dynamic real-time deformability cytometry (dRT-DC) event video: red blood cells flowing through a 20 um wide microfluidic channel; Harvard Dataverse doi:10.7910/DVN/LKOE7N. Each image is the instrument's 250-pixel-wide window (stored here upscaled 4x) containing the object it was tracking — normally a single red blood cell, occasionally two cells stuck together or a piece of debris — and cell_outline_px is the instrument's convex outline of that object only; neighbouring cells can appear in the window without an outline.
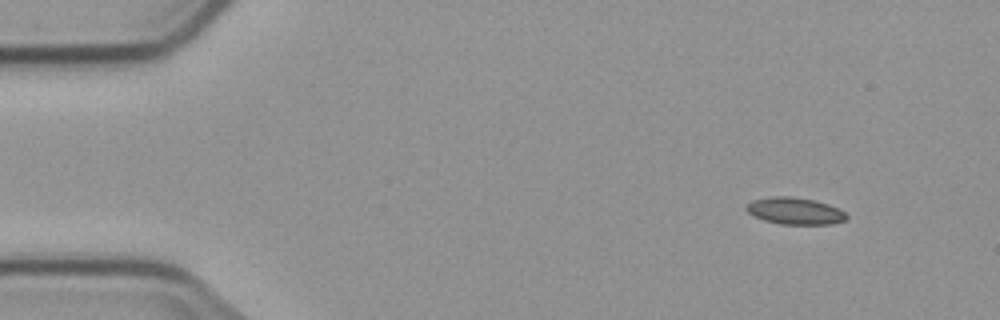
{"species": "common noctule bat (a hibernating species)", "species_latin": "Nyctalus noctula", "temperature_condition": "cold", "stored_images_in_passage": 4, "camera_frame_rate_fps": 3000, "um_per_image_px": 0.085, "animal": {"sex": "male", "body_mass_g": 23.1, "forearm_length_mm": 52.7}, "frame": {"image": 1, "passage_image": 1, "time_ms": 0.0, "image_size_px": [1000, 320], "cell_outline_px": [[848, 216], [844, 220], [832, 224], [780, 224], [764, 220], [748, 212], [744, 208], [752, 200], [768, 196], [792, 196], [812, 200], [828, 204], [844, 212]], "centroid_in_image_um": [67.53, 17.92], "position_along_channel_um": 17.5, "area_um2": 15.55}}